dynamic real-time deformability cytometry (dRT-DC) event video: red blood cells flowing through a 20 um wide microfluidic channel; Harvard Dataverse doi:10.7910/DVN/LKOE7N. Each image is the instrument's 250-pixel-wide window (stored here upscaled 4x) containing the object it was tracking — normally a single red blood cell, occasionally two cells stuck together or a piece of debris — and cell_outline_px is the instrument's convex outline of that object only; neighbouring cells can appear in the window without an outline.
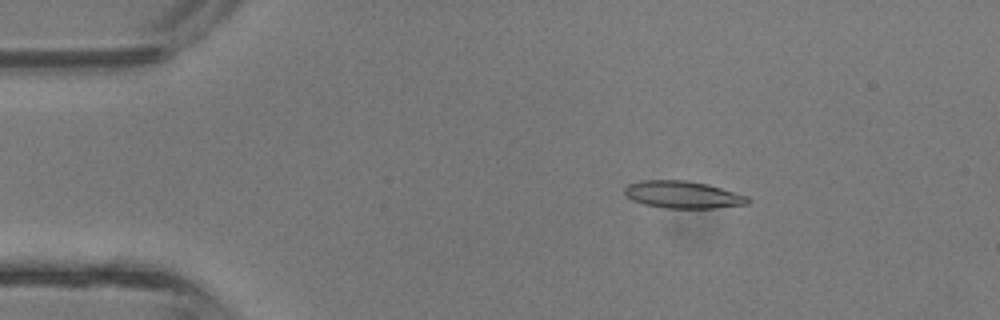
{"species": "common noctule bat (a hibernating species)", "species_latin": "Nyctalus noctula", "temperature_condition": "room temperature", "stored_images_in_passage": 42, "camera_frame_rate_fps": 3000, "um_per_image_px": 0.085, "animal": {"sex": "male", "body_mass_g": 13.3}, "frame": {"image": 1, "passage_image": 7, "time_ms": 2.0, "image_size_px": [1000, 320], "cell_outline_px": [[752, 200], [748, 204], [716, 208], [664, 208], [644, 204], [632, 200], [624, 192], [624, 188], [628, 184], [640, 180], [688, 180], [708, 184], [748, 196]], "centroid_in_image_um": [58.06, 16.54], "position_along_channel_um": 26.9, "area_um2": 19.71}}
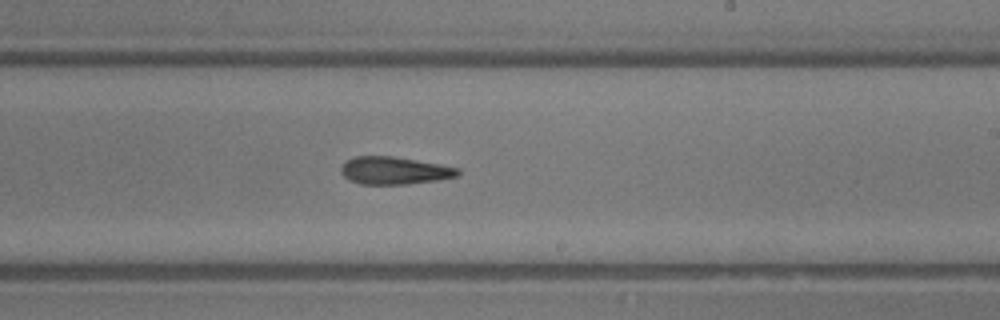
{"frame": {"image": 2, "passage_image": 25, "time_ms": 8.0, "image_size_px": [1000, 320], "cell_outline_px": [[460, 172], [456, 176], [436, 180], [408, 184], [360, 184], [348, 180], [340, 172], [340, 168], [348, 160], [356, 156], [392, 156], [440, 164], [460, 168]], "centroid_in_image_um": [33.51, 14.5], "position_along_channel_um": 255.5, "area_um2": 18.67}}
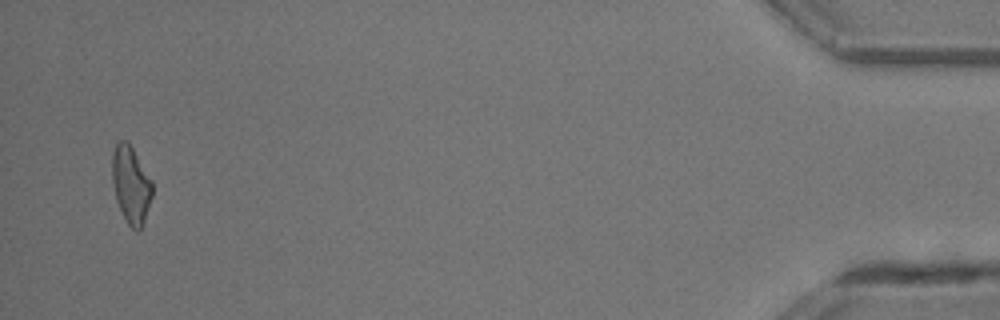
{"frame": {"image": 3, "passage_image": 41, "time_ms": 13.333, "image_size_px": [1000, 320], "cell_outline_px": [[152, 196], [144, 224], [140, 232], [136, 232], [128, 224], [116, 200], [112, 184], [112, 152], [116, 140], [128, 140], [152, 180]], "centroid_in_image_um": [11.13, 15.68], "position_along_channel_um": 424.1, "area_um2": 18.44}, "authors_computed_cell_mechanics": {"area_um2": 19.074, "velocity_mm_per_s": 4.8439, "shape_relaxation_time_tau1_ms": 4.2009, "shape_relaxation_time_tau2_ms": 1.9804, "deformation_change_tau1": 0.1495, "deformation_change_tau2": 0.1134}}